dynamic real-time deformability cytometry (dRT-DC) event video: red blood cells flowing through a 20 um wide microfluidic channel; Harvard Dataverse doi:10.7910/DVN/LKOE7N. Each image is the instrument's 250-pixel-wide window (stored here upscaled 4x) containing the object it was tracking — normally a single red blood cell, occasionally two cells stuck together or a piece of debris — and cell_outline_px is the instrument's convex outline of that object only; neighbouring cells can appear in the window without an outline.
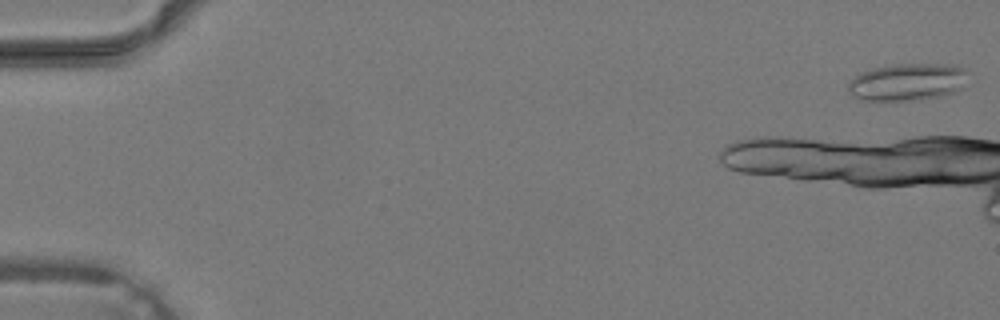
{"species": "common noctule bat (a hibernating species)", "species_latin": "Nyctalus noctula", "temperature_condition": "warm", "stored_images_in_passage": 8, "camera_frame_rate_fps": 3000, "um_per_image_px": 0.085, "animal": {"sex": "male", "body_mass_g": 19.2, "forearm_length_mm": 51.8}, "frame": {"image": 1, "passage_image": 1, "time_ms": 0.0, "image_size_px": [1000, 320], "cell_outline_px": [[964, 72], [960, 88], [956, 92], [940, 96], [920, 100], [860, 100], [852, 96], [848, 92], [848, 80], [860, 72], [872, 68], [892, 64], [956, 64], [964, 68]], "centroid_in_image_um": [77.04, 6.97], "position_along_channel_um": 8.0, "area_um2": 26.07}}